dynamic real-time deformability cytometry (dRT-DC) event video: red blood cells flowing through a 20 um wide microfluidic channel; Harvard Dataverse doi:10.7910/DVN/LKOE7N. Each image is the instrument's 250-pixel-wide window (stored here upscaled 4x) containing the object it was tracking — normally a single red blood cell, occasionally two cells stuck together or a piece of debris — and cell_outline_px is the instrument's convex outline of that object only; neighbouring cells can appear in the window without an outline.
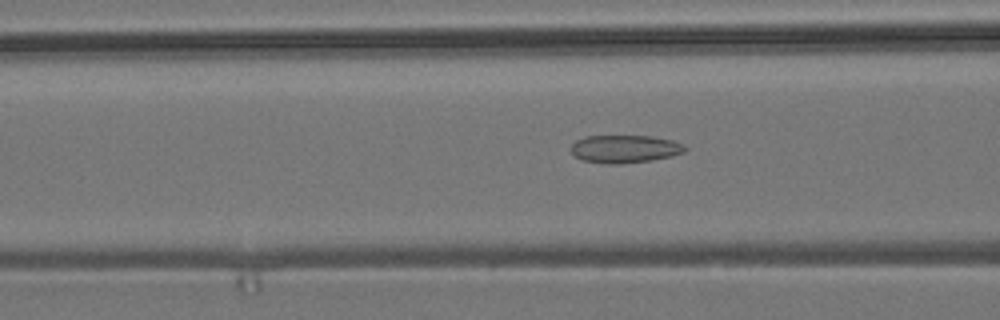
{"species": "common noctule bat (a hibernating species)", "species_latin": "Nyctalus noctula", "temperature_condition": "room temperature", "stored_images_in_passage": 43, "camera_frame_rate_fps": 3000, "um_per_image_px": 0.085, "animal": {"sex": "male", "body_mass_g": 19.2, "forearm_length_mm": 51.8}, "frame": {"image": 1, "passage_image": 9, "time_ms": 2.667, "image_size_px": [1000, 320], "cell_outline_px": [[688, 148], [684, 152], [672, 156], [652, 160], [620, 164], [608, 164], [584, 160], [576, 156], [568, 148], [576, 140], [584, 136], [652, 136], [672, 140], [684, 144]], "centroid_in_image_um": [53.12, 12.65], "position_along_channel_um": 113.5, "area_um2": 18.61}}
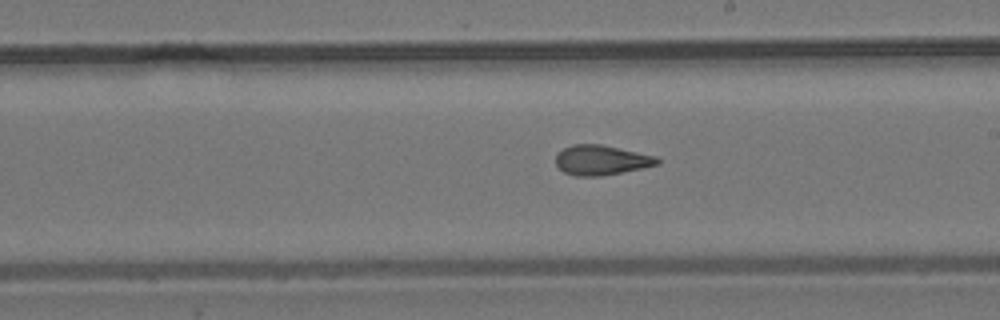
{"frame": {"image": 2, "passage_image": 19, "time_ms": 6.0, "image_size_px": [1000, 320], "cell_outline_px": [[660, 164], [600, 176], [576, 176], [564, 172], [556, 164], [556, 156], [564, 148], [572, 144], [600, 144], [656, 156], [660, 160]], "centroid_in_image_um": [51.1, 13.6], "position_along_channel_um": 237.9, "area_um2": 17.4}}
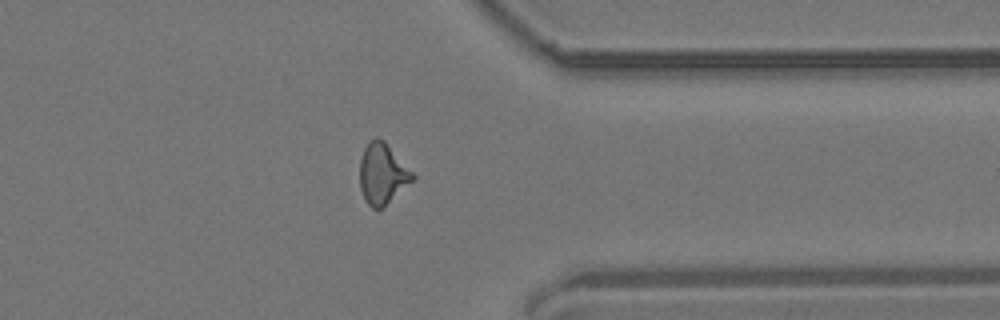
{"frame": {"image": 3, "passage_image": 31, "time_ms": 10.0, "image_size_px": [1000, 320], "cell_outline_px": [[416, 176], [412, 180], [380, 208], [372, 208], [364, 200], [360, 188], [360, 156], [368, 140], [376, 136], [380, 136], [384, 140]], "centroid_in_image_um": [32.46, 14.7], "position_along_channel_um": 378.9, "area_um2": 18.44}, "authors_computed_cell_mechanics": {"area_um2": 17.9758, "velocity_mm_per_s": 3.724, "shape_relaxation_time_tau1_ms": null, "shape_relaxation_time_tau2_ms": 2.0954, "deformation_change_tau1": null, "deformation_change_tau2": 0.0935}}